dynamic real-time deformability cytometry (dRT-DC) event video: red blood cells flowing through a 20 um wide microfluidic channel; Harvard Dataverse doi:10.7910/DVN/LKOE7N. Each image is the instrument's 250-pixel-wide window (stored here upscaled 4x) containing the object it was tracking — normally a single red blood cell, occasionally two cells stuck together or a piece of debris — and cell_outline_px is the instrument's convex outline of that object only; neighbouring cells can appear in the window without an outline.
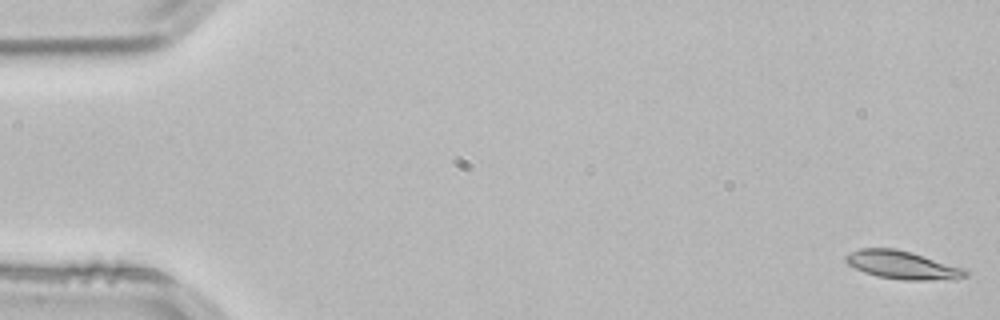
{"species": "common noctule bat (a hibernating species)", "species_latin": "Nyctalus noctula", "temperature_condition": "room temperature", "stored_images_in_passage": 53, "camera_frame_rate_fps": 3000, "um_per_image_px": 0.085, "animal": {"sex": "male", "body_mass_g": 21.5, "forearm_length_mm": 52.0}, "frame": {"image": 1, "passage_image": 1, "time_ms": 0.0, "image_size_px": [1000, 320], "cell_outline_px": [[968, 276], [956, 280], [904, 280], [876, 276], [864, 272], [848, 264], [844, 260], [844, 256], [860, 248], [896, 248], [912, 252], [968, 268]], "centroid_in_image_um": [76.8, 22.53], "position_along_channel_um": 8.2, "area_um2": 20.11}}
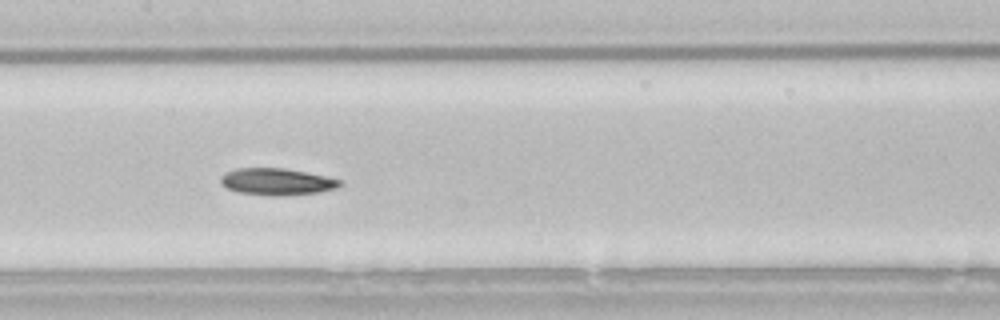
{"frame": {"image": 2, "passage_image": 26, "time_ms": 8.333, "image_size_px": [1000, 320], "cell_outline_px": [[344, 184], [336, 188], [320, 192], [280, 196], [272, 196], [240, 192], [228, 188], [220, 184], [220, 176], [224, 172], [236, 168], [284, 168], [324, 176], [340, 180]], "centroid_in_image_um": [23.5, 15.44], "position_along_channel_um": 183.9, "area_um2": 18.61}}
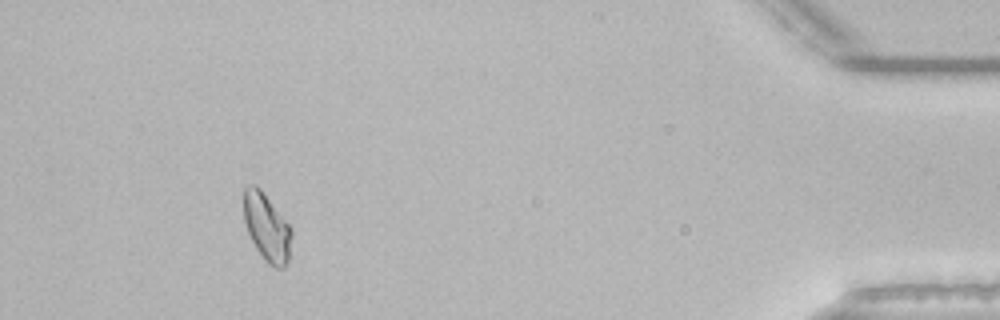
{"frame": {"image": 3, "passage_image": 49, "time_ms": 16.0, "image_size_px": [1000, 320], "cell_outline_px": [[292, 236], [288, 260], [284, 268], [276, 268], [268, 264], [256, 248], [248, 232], [244, 220], [244, 188], [252, 184], [256, 184], [260, 188], [292, 228]], "centroid_in_image_um": [22.69, 19.32], "position_along_channel_um": 412.5, "area_um2": 18.73}, "authors_computed_cell_mechanics": {"area_um2": 18.785, "velocity_mm_per_s": 3.829, "shape_relaxation_time_tau1_ms": 5.9281, "shape_relaxation_time_tau2_ms": null, "deformation_change_tau1": 0.1302, "deformation_change_tau2": null}}